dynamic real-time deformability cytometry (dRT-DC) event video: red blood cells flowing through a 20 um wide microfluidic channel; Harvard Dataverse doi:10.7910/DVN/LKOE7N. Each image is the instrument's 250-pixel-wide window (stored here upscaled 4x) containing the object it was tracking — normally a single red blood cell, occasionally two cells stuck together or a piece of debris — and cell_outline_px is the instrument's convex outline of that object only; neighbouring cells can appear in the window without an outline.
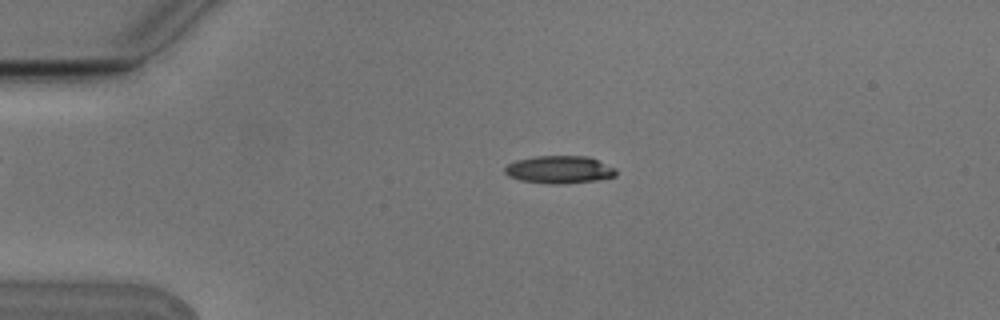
{"species": "Egyptian fruit bat (a non-hibernating species)", "species_latin": "Rousettus aegyptiacus", "temperature_condition": "cold", "stored_images_in_passage": 5, "camera_frame_rate_fps": 3000, "um_per_image_px": 0.085, "animal": {"sex": "male"}, "frame": {"image": 1, "passage_image": 3, "time_ms": 0.667, "image_size_px": [1000, 320], "cell_outline_px": [[616, 176], [596, 180], [564, 184], [552, 184], [520, 180], [508, 176], [504, 172], [504, 168], [508, 164], [516, 160], [536, 156], [588, 156], [616, 168]], "centroid_in_image_um": [47.54, 14.42], "position_along_channel_um": 37.5, "area_um2": 17.92}}